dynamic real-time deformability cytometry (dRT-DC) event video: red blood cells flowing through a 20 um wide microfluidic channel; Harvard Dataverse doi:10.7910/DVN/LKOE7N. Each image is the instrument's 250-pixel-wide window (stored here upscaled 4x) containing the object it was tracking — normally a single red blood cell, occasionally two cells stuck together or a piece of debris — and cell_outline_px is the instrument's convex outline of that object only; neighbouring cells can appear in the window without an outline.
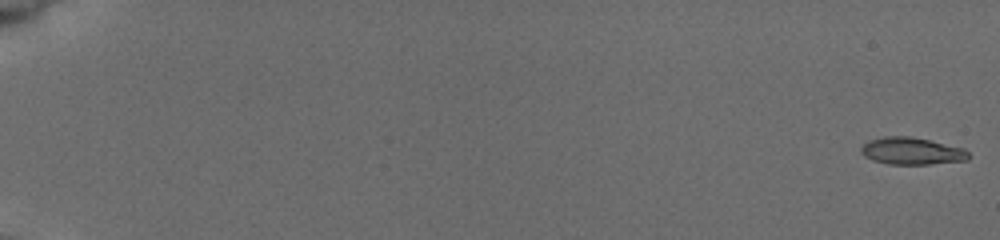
{"species": "common noctule bat (a hibernating species)", "species_latin": "Nyctalus noctula", "temperature_condition": "cold", "stored_images_in_passage": 59, "camera_frame_rate_fps": 3000, "um_per_image_px": 0.085, "animal": {"sex": "female", "body_mass_g": 19.5, "forearm_length_mm": 54.1}, "frame": {"image": 1, "passage_image": 1, "time_ms": 0.0, "image_size_px": [1000, 240], "cell_outline_px": [[968, 160], [928, 164], [888, 164], [872, 160], [864, 156], [860, 152], [860, 148], [868, 140], [884, 136], [908, 136], [928, 140], [964, 148], [968, 152]], "centroid_in_image_um": [77.45, 12.84], "position_along_channel_um": 7.5, "area_um2": 16.94}}
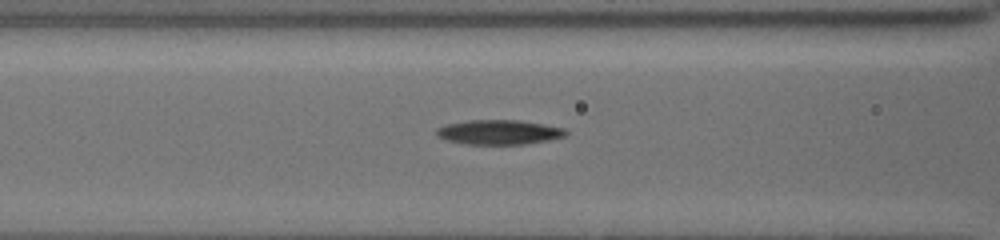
{"frame": {"image": 2, "passage_image": 50, "time_ms": 8.333, "image_size_px": [1000, 240], "cell_outline_px": [[568, 132], [564, 136], [548, 140], [528, 144], [468, 144], [448, 140], [436, 136], [436, 128], [444, 124], [468, 120], [516, 120], [544, 124], [564, 128]], "centroid_in_image_um": [42.39, 11.23], "position_along_channel_um": 124.2, "area_um2": 18.55}}
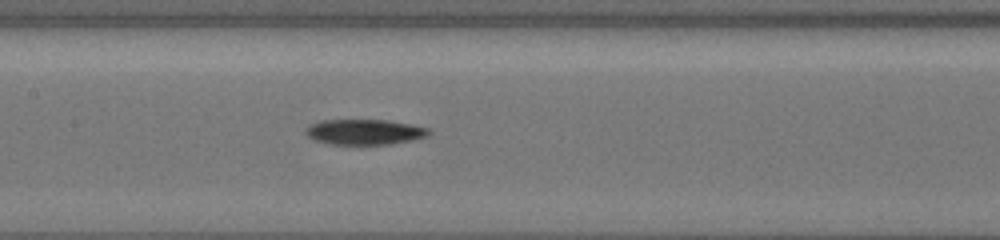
{"frame": {"image": 3, "passage_image": 59, "time_ms": 9.667, "image_size_px": [1000, 240], "cell_outline_px": [[428, 136], [412, 140], [392, 144], [328, 144], [312, 140], [304, 132], [304, 128], [320, 120], [388, 120], [412, 124], [428, 128]], "centroid_in_image_um": [30.94, 11.21], "position_along_channel_um": 176.5, "area_um2": 18.32}}